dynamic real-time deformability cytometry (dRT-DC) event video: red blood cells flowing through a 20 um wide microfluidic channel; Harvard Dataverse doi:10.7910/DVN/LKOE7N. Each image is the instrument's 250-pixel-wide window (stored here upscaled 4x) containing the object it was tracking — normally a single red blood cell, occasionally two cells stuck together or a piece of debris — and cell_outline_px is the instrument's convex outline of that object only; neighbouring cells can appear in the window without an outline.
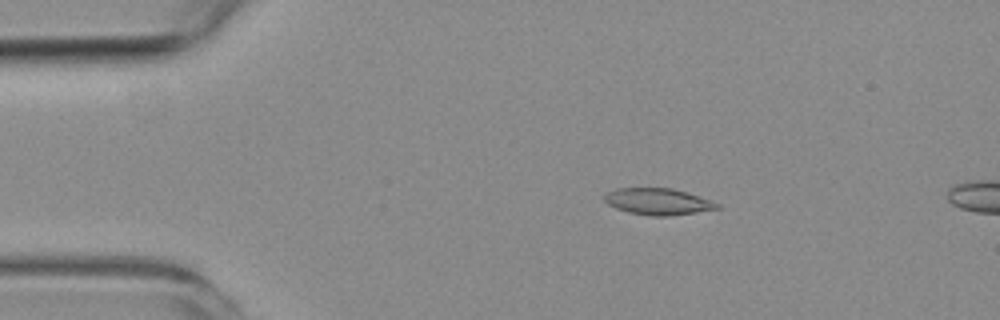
{"species": "common noctule bat (a hibernating species)", "species_latin": "Nyctalus noctula", "temperature_condition": "room temperature", "stored_images_in_passage": 3, "camera_frame_rate_fps": 3000, "um_per_image_px": 0.085, "animal": {"sex": "female", "body_mass_g": 19.3, "forearm_length_mm": 54.1}, "frame": {"image": 1, "passage_image": 2, "time_ms": 1.0, "image_size_px": [1000, 320], "cell_outline_px": [[720, 208], [668, 216], [648, 216], [628, 212], [616, 208], [608, 204], [604, 200], [604, 192], [616, 188], [672, 188], [720, 204]], "centroid_in_image_um": [55.84, 17.13], "position_along_channel_um": 29.2, "area_um2": 17.22}}